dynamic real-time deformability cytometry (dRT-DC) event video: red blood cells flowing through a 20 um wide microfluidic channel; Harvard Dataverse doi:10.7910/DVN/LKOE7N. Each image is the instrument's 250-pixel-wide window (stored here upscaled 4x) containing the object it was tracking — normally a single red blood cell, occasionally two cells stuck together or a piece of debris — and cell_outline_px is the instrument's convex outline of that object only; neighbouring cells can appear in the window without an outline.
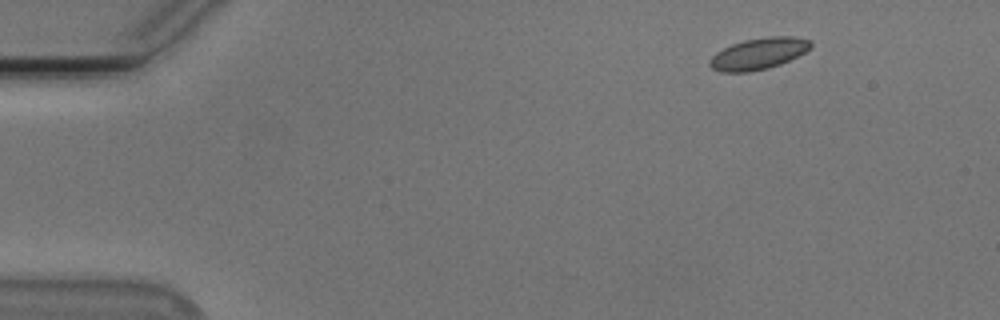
{"species": "Egyptian fruit bat (a non-hibernating species)", "species_latin": "Rousettus aegyptiacus", "temperature_condition": "cold", "stored_images_in_passage": 38, "camera_frame_rate_fps": 3000, "um_per_image_px": 0.085, "animal": {"sex": "male"}, "frame": {"image": 1, "passage_image": 1, "time_ms": 0.0, "image_size_px": [1000, 320], "cell_outline_px": [[812, 48], [780, 64], [768, 68], [748, 72], [720, 72], [712, 68], [708, 64], [708, 60], [716, 52], [732, 44], [744, 40], [764, 36], [792, 36], [812, 40]], "centroid_in_image_um": [64.47, 4.55], "position_along_channel_um": 20.5, "area_um2": 18.61}}
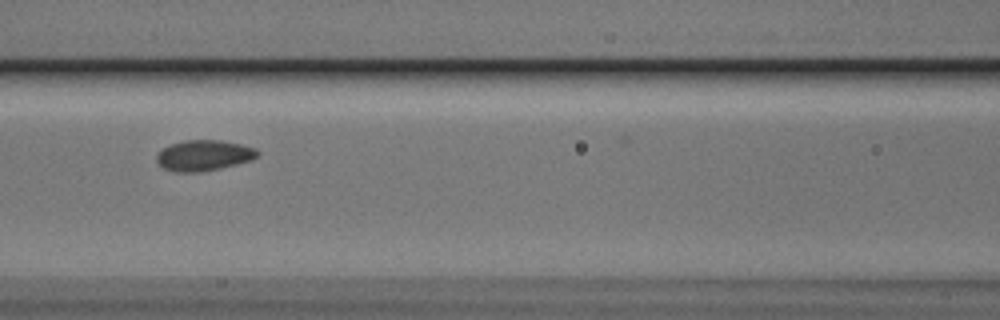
{"frame": {"image": 2, "passage_image": 19, "time_ms": 6.0, "image_size_px": [1000, 320], "cell_outline_px": [[260, 152], [252, 160], [220, 168], [200, 172], [176, 172], [164, 168], [156, 160], [156, 156], [164, 148], [172, 144], [184, 140], [220, 140], [240, 144], [256, 148]], "centroid_in_image_um": [17.34, 13.21], "position_along_channel_um": 149.3, "area_um2": 17.86}}
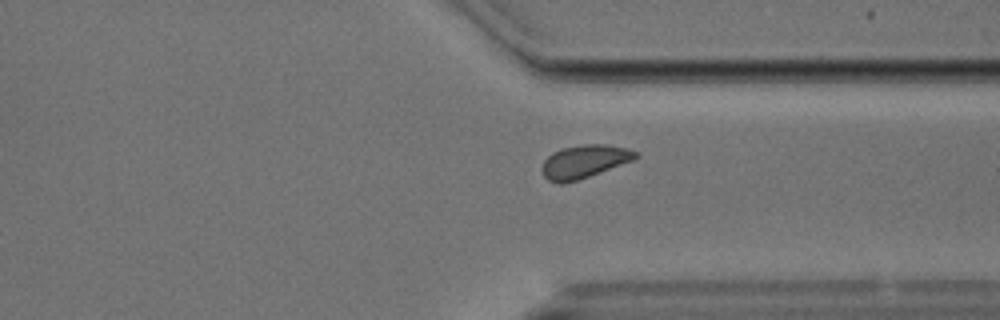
{"frame": {"image": 3, "passage_image": 36, "time_ms": 11.667, "image_size_px": [1000, 320], "cell_outline_px": [[640, 156], [636, 160], [564, 184], [560, 184], [548, 180], [544, 176], [544, 160], [552, 152], [564, 148], [584, 144], [608, 144], [628, 148], [636, 152]], "centroid_in_image_um": [49.73, 13.72], "position_along_channel_um": 361.7, "area_um2": 17.98}}